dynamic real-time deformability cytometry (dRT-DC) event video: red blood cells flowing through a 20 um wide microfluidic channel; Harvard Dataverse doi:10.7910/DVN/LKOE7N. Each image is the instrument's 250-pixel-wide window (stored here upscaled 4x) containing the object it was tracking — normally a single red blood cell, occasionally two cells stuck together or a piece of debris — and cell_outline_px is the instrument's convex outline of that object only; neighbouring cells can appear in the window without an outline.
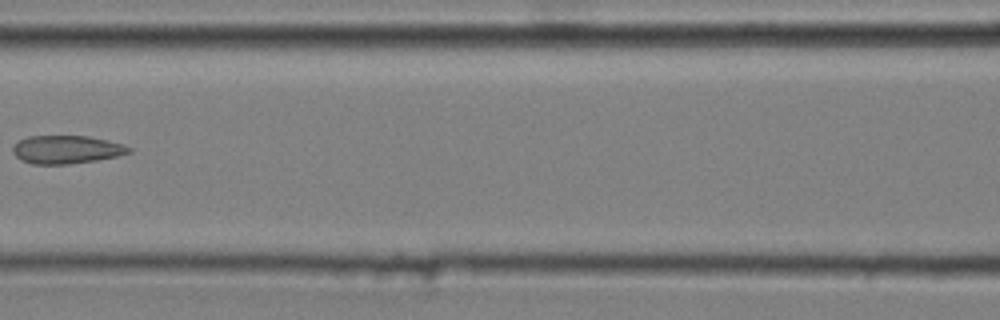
{"species": "common noctule bat (a hibernating species)", "species_latin": "Nyctalus noctula", "temperature_condition": "cold", "stored_images_in_passage": 6, "camera_frame_rate_fps": 3000, "um_per_image_px": 0.085, "animal": {"sex": "male", "body_mass_g": 20.4}, "frame": {"image": 1, "passage_image": 6, "time_ms": 1.667, "image_size_px": [1000, 320], "cell_outline_px": [[132, 152], [116, 156], [96, 160], [68, 164], [32, 164], [20, 160], [12, 152], [12, 148], [20, 140], [28, 136], [88, 136], [120, 144], [132, 148]], "centroid_in_image_um": [5.61, 12.72], "position_along_channel_um": 161.0, "area_um2": 18.84}}